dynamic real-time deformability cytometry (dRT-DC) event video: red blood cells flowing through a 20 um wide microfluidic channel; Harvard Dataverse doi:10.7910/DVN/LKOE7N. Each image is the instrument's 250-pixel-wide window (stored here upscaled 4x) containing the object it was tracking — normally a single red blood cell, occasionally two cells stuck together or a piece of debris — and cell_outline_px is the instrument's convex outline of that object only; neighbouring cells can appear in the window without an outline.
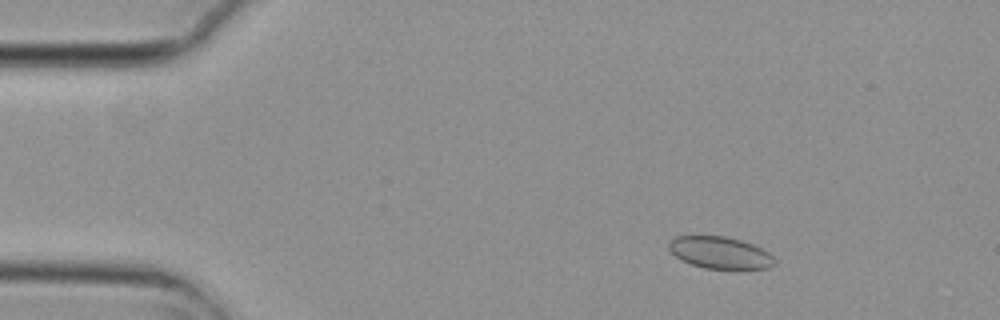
{"species": "common noctule bat (a hibernating species)", "species_latin": "Nyctalus noctula", "temperature_condition": "cold", "stored_images_in_passage": 5, "camera_frame_rate_fps": 3000, "um_per_image_px": 0.085, "animal": {"sex": "female", "body_mass_g": 29.2, "forearm_length_mm": 56.3}, "frame": {"image": 1, "passage_image": 3, "time_ms": 0.667, "image_size_px": [1000, 320], "cell_outline_px": [[776, 260], [768, 268], [704, 268], [692, 264], [676, 256], [668, 248], [668, 240], [676, 236], [724, 236], [740, 240], [752, 244], [768, 252]], "centroid_in_image_um": [61.17, 21.46], "position_along_channel_um": 23.8, "area_um2": 19.31}}